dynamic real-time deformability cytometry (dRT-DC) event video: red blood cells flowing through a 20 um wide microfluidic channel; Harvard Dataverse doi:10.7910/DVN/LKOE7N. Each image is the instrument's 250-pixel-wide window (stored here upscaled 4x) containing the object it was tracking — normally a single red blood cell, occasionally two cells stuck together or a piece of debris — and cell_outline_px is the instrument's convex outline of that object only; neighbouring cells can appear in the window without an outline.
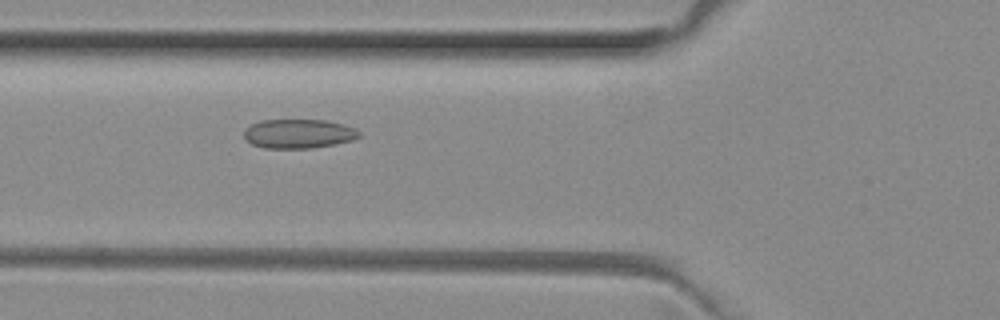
{"species": "common noctule bat (a hibernating species)", "species_latin": "Nyctalus noctula", "temperature_condition": "room temperature", "stored_images_in_passage": 44, "camera_frame_rate_fps": 3000, "um_per_image_px": 0.085, "animal": {"sex": "female", "body_mass_g": 29.2, "forearm_length_mm": 56.3}, "frame": {"image": 1, "passage_image": 11, "time_ms": 3.333, "image_size_px": [1000, 320], "cell_outline_px": [[360, 136], [352, 140], [312, 148], [264, 148], [252, 144], [244, 136], [244, 128], [260, 120], [328, 120], [344, 124], [356, 128], [360, 132]], "centroid_in_image_um": [25.38, 11.35], "position_along_channel_um": 100.4, "area_um2": 19.59}}
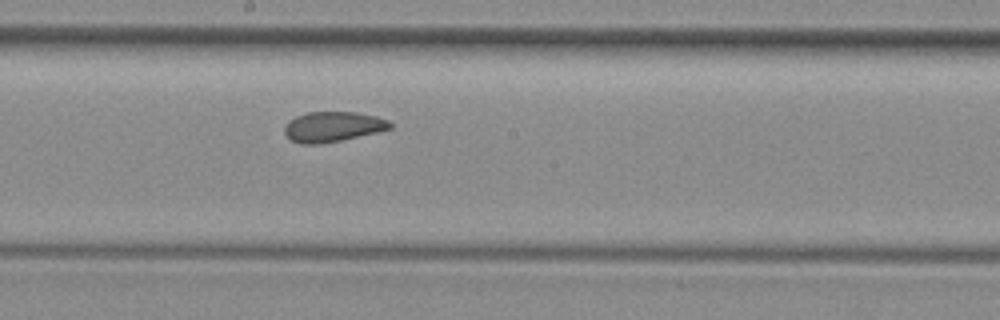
{"frame": {"image": 2, "passage_image": 20, "time_ms": 6.333, "image_size_px": [1000, 320], "cell_outline_px": [[392, 128], [376, 132], [340, 140], [320, 144], [300, 144], [292, 140], [284, 132], [284, 128], [288, 120], [296, 116], [308, 112], [356, 112], [376, 116], [388, 120], [392, 124]], "centroid_in_image_um": [28.27, 10.76], "position_along_channel_um": 219.9, "area_um2": 18.44}}
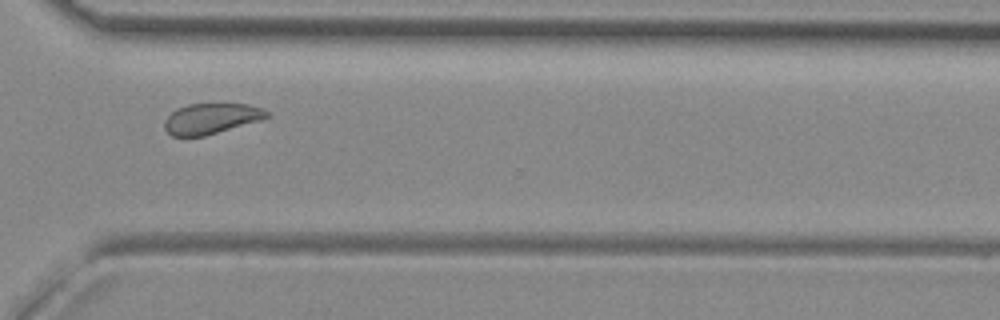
{"frame": {"image": 3, "passage_image": 30, "time_ms": 9.667, "image_size_px": [1000, 320], "cell_outline_px": [[268, 116], [260, 120], [204, 136], [172, 136], [164, 128], [164, 120], [176, 108], [188, 104], [248, 104], [260, 108], [268, 112]], "centroid_in_image_um": [17.9, 10.08], "position_along_channel_um": 352.7, "area_um2": 17.98}, "authors_computed_cell_mechanics": {"area_um2": 19.1896, "velocity_mm_per_s": 3.9818, "shape_relaxation_time_tau1_ms": null, "shape_relaxation_time_tau2_ms": 1.1626, "deformation_change_tau1": null, "deformation_change_tau2": 0.0675}}